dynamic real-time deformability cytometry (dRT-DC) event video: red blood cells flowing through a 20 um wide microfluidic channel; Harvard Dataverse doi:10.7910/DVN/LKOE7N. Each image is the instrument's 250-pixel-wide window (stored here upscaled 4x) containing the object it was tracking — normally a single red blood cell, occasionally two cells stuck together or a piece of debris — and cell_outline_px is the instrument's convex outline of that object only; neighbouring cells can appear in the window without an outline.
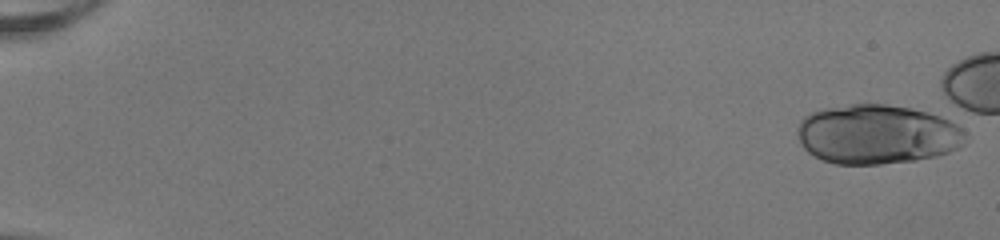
{"species": "human", "species_latin": "Homo sapiens", "temperature_condition": "room temperature", "stored_images_in_passage": 1, "camera_frame_rate_fps": 3000, "um_per_image_px": 0.085, "donor": {"sex": "female"}, "frame": {"image": 1, "passage_image": 1, "time_ms": 0.0, "image_size_px": [1000, 240], "cell_outline_px": [[968, 136], [964, 144], [960, 148], [936, 156], [916, 160], [880, 164], [836, 164], [824, 160], [808, 152], [804, 148], [796, 136], [796, 128], [800, 120], [808, 112], [824, 108], [852, 104], [884, 104], [912, 108], [928, 112], [940, 116], [956, 124]], "centroid_in_image_um": [74.54, 11.41], "position_along_channel_um": 10.5, "area_um2": 58.67}}